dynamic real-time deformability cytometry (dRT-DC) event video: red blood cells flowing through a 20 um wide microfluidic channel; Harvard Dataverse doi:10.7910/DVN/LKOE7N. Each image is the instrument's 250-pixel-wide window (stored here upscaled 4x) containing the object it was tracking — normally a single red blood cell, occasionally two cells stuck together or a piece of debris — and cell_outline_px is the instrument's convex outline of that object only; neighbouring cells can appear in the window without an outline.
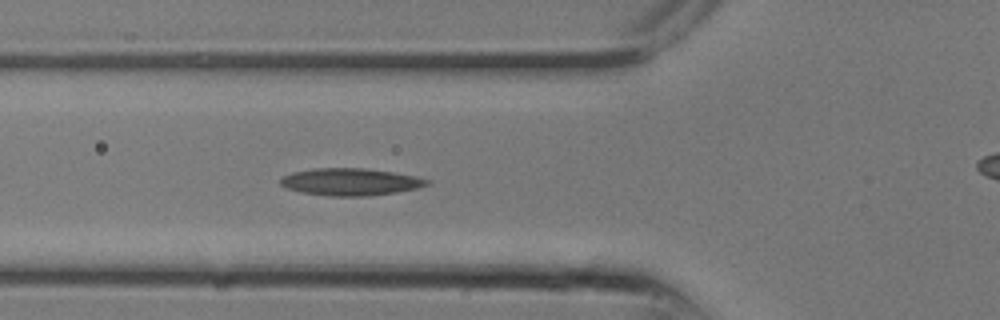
{"species": "common noctule bat (a hibernating species)", "species_latin": "Nyctalus noctula", "temperature_condition": "room temperature", "stored_images_in_passage": 8, "camera_frame_rate_fps": 3000, "um_per_image_px": 0.085, "animal": {"sex": "male", "body_mass_g": 13.3}, "frame": {"image": 1, "passage_image": 8, "time_ms": 2.333, "image_size_px": [1000, 320], "cell_outline_px": [[432, 184], [420, 188], [396, 192], [368, 196], [328, 196], [300, 192], [288, 188], [280, 184], [280, 180], [284, 176], [292, 172], [312, 168], [368, 168], [416, 176], [428, 180]], "centroid_in_image_um": [29.81, 15.46], "position_along_channel_um": 96.0, "area_um2": 23.35}}